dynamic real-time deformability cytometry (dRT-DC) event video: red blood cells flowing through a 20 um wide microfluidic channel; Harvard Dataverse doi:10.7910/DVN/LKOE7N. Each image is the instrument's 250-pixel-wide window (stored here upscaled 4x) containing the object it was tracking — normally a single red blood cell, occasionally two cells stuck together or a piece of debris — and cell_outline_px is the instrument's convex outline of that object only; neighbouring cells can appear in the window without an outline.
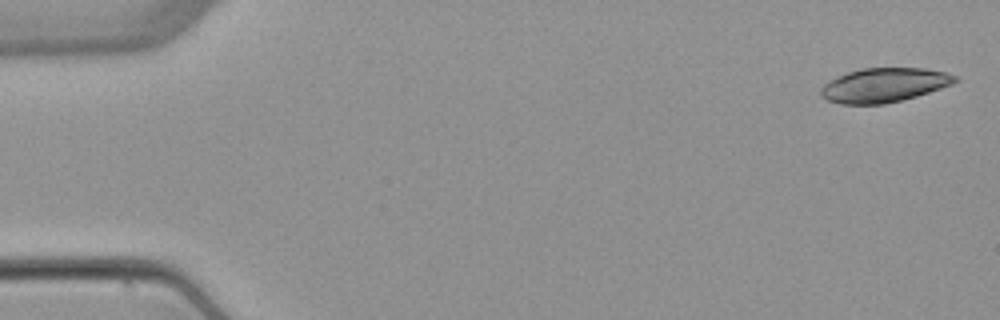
{"species": "common noctule bat (a hibernating species)", "species_latin": "Nyctalus noctula", "temperature_condition": "warm", "stored_images_in_passage": 4, "camera_frame_rate_fps": 3000, "um_per_image_px": 0.085, "animal": {"sex": "female", "body_mass_g": 22.7, "forearm_length_mm": 54.2}, "frame": {"image": 1, "passage_image": 1, "time_ms": 0.0, "image_size_px": [1000, 320], "cell_outline_px": [[960, 80], [952, 84], [916, 96], [884, 104], [840, 104], [828, 100], [820, 96], [820, 88], [828, 80], [836, 76], [860, 68], [924, 68], [944, 72], [956, 76]], "centroid_in_image_um": [75.1, 7.23], "position_along_channel_um": 9.9, "area_um2": 26.76}}
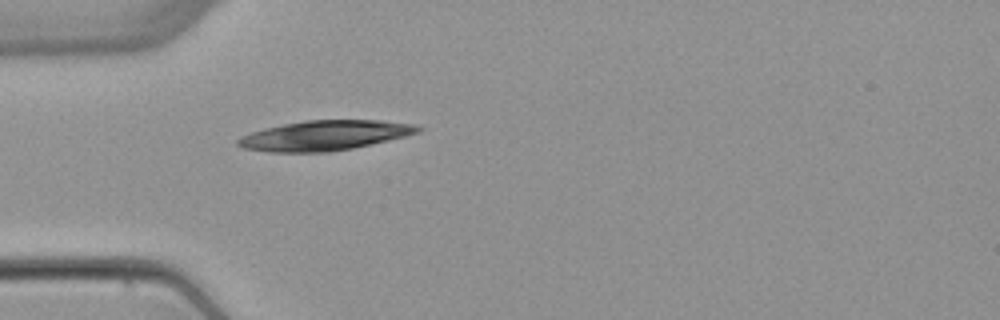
{"frame": {"image": 2, "passage_image": 4, "time_ms": 4.667, "image_size_px": [1000, 320], "cell_outline_px": [[424, 128], [420, 132], [388, 140], [352, 148], [328, 152], [268, 152], [244, 148], [236, 144], [236, 140], [240, 136], [264, 128], [304, 120], [380, 120], [416, 124]], "centroid_in_image_um": [27.59, 11.51], "position_along_channel_um": 57.4, "area_um2": 31.39}}